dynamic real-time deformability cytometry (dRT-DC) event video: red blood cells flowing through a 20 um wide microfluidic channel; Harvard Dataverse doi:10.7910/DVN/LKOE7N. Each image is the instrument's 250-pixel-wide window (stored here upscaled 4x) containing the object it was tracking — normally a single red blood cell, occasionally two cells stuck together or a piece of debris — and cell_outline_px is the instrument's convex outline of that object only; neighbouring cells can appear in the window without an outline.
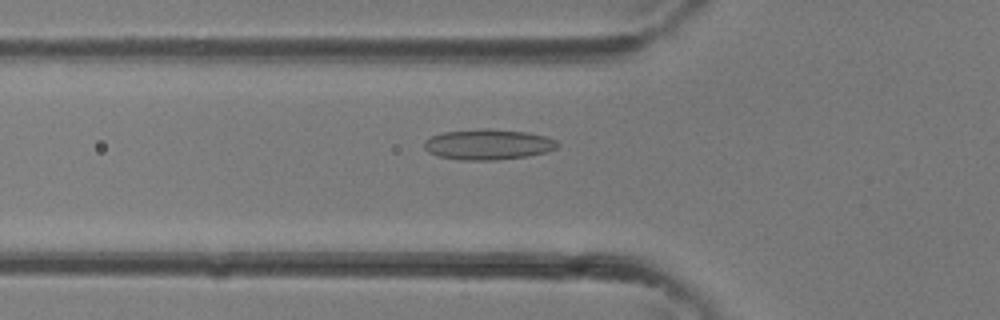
{"species": "common noctule bat (a hibernating species)", "species_latin": "Nyctalus noctula", "temperature_condition": "room temperature", "stored_images_in_passage": 35, "camera_frame_rate_fps": 3000, "um_per_image_px": 0.085, "animal": {"sex": "female"}, "frame": {"image": 1, "passage_image": 12, "time_ms": 3.667, "image_size_px": [1000, 320], "cell_outline_px": [[560, 144], [556, 148], [548, 152], [528, 156], [496, 160], [460, 160], [436, 156], [428, 152], [424, 148], [424, 140], [432, 136], [444, 132], [484, 128], [488, 128], [528, 132], [544, 136], [556, 140]], "centroid_in_image_um": [41.49, 12.28], "position_along_channel_um": 84.3, "area_um2": 23.93}}
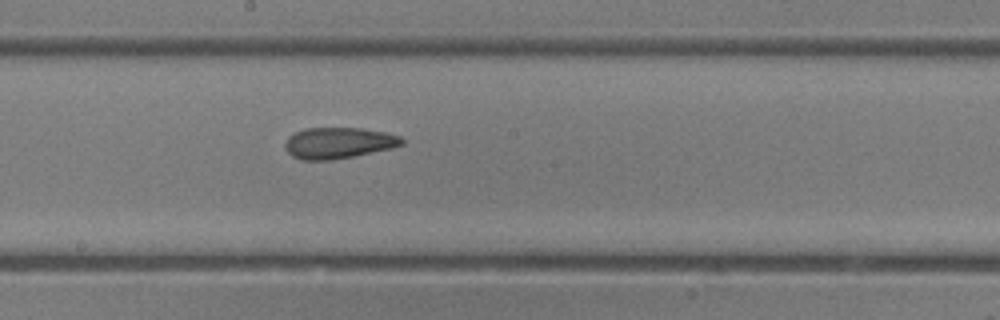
{"frame": {"image": 2, "passage_image": 19, "time_ms": 6.0, "image_size_px": [1000, 320], "cell_outline_px": [[404, 144], [392, 148], [332, 160], [300, 160], [292, 156], [288, 152], [284, 144], [288, 136], [296, 132], [308, 128], [364, 128], [384, 132], [400, 136], [404, 140]], "centroid_in_image_um": [28.77, 12.15], "position_along_channel_um": 219.4, "area_um2": 21.15}}
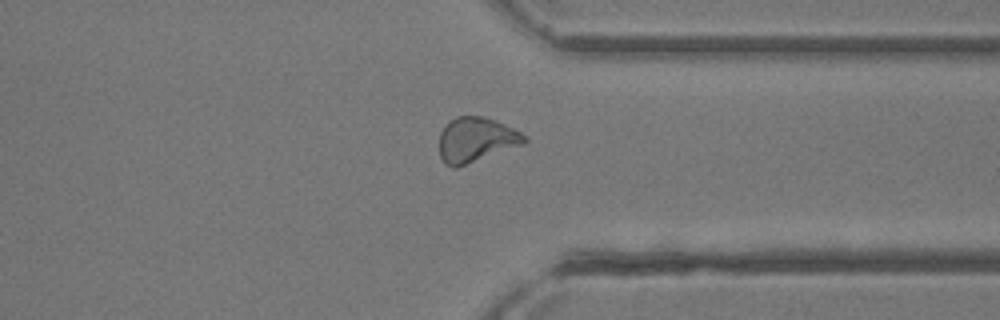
{"frame": {"image": 3, "passage_image": 27, "time_ms": 8.667, "image_size_px": [1000, 320], "cell_outline_px": [[528, 140], [524, 144], [456, 168], [452, 168], [444, 164], [440, 156], [440, 132], [456, 116], [484, 116], [512, 128], [528, 136]], "centroid_in_image_um": [40.47, 11.9], "position_along_channel_um": 370.9, "area_um2": 22.08}}